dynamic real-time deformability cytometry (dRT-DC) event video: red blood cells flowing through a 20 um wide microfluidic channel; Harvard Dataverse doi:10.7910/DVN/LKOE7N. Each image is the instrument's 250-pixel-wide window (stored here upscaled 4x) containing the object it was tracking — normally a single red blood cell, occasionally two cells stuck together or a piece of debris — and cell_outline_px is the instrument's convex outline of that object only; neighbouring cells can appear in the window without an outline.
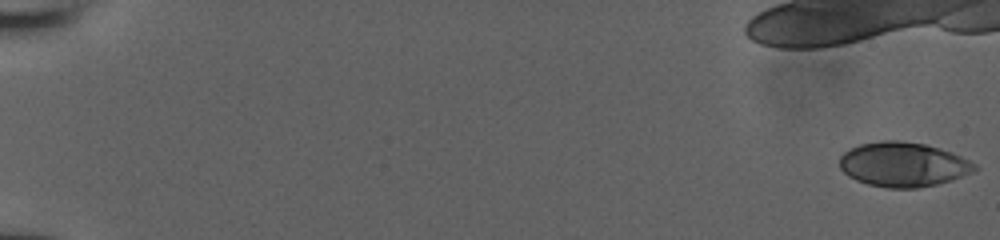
{"species": "human", "species_latin": "Homo sapiens", "temperature_condition": "room temperature", "stored_images_in_passage": 16, "camera_frame_rate_fps": 3000, "um_per_image_px": 0.085, "donor": {"sex": "male"}, "frame": {"image": 1, "passage_image": 1, "time_ms": 0.0, "image_size_px": [1000, 240], "cell_outline_px": [[980, 168], [976, 172], [952, 180], [936, 184], [916, 188], [888, 188], [868, 184], [856, 180], [848, 176], [840, 168], [840, 156], [844, 152], [860, 144], [880, 140], [900, 140], [924, 144], [940, 148], [952, 152], [976, 164]], "centroid_in_image_um": [76.8, 13.98], "position_along_channel_um": 8.2, "area_um2": 35.26}}